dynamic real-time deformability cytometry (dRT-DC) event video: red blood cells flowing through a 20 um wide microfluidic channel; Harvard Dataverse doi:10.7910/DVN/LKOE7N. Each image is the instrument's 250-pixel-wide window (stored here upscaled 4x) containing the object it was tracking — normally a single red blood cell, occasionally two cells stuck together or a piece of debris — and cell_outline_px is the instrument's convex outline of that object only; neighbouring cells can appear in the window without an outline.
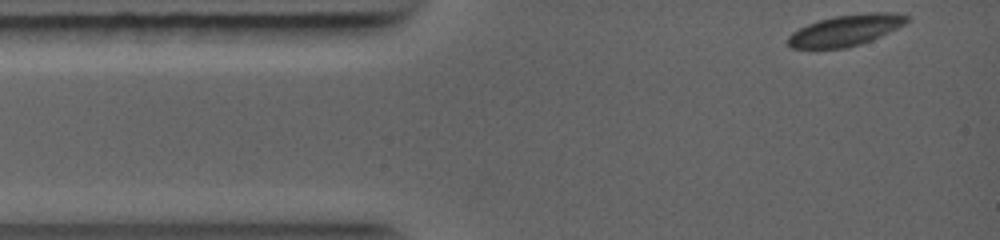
{"species": "common noctule bat (a hibernating species)", "species_latin": "Nyctalus noctula", "temperature_condition": "warm", "stored_images_in_passage": 28, "camera_frame_rate_fps": 5000, "um_per_image_px": 0.085, "animal": {"sex": "female", "body_mass_g": 19.0, "forearm_length_mm": 56.7}, "frame": {"image": 1, "passage_image": 1, "time_ms": 0.0, "image_size_px": [1000, 240], "cell_outline_px": [[908, 20], [904, 24], [872, 40], [860, 44], [844, 48], [792, 48], [788, 44], [788, 36], [792, 32], [808, 24], [820, 20], [836, 16], [868, 12], [896, 12], [908, 16]], "centroid_in_image_um": [71.89, 2.57], "position_along_channel_um": 13.1, "area_um2": 21.27}}
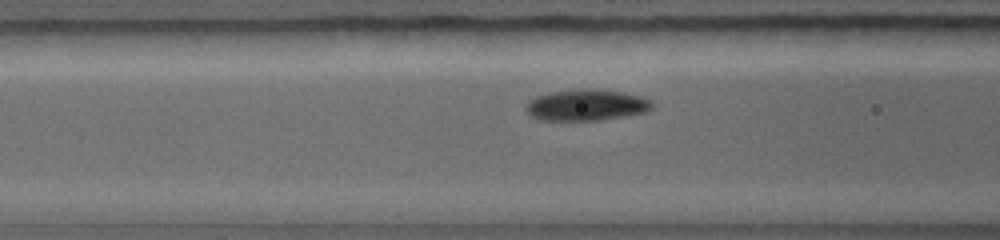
{"frame": {"image": 2, "passage_image": 19, "time_ms": 3.2, "image_size_px": [1000, 240], "cell_outline_px": [[652, 108], [648, 112], [600, 120], [540, 120], [532, 116], [524, 108], [528, 100], [536, 96], [548, 92], [576, 88], [592, 88], [620, 92], [640, 96], [648, 100], [652, 104]], "centroid_in_image_um": [49.79, 8.92], "position_along_channel_um": 116.8, "area_um2": 23.12}}
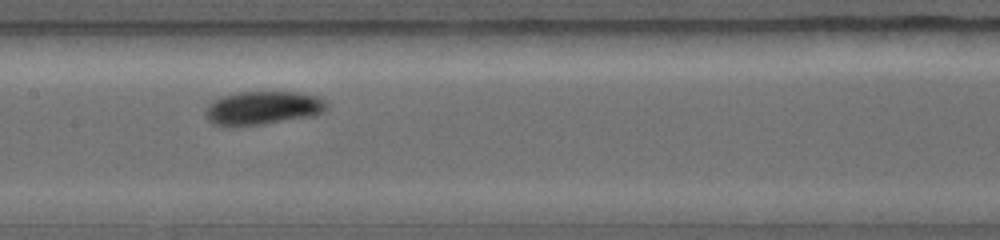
{"frame": {"image": 3, "passage_image": 27, "time_ms": 4.6, "image_size_px": [1000, 240], "cell_outline_px": [[328, 108], [324, 112], [312, 116], [264, 124], [228, 128], [224, 128], [212, 124], [204, 116], [204, 112], [208, 104], [212, 100], [224, 96], [240, 92], [296, 92], [316, 96], [324, 100], [328, 104]], "centroid_in_image_um": [22.28, 9.21], "position_along_channel_um": 185.1, "area_um2": 24.16}}